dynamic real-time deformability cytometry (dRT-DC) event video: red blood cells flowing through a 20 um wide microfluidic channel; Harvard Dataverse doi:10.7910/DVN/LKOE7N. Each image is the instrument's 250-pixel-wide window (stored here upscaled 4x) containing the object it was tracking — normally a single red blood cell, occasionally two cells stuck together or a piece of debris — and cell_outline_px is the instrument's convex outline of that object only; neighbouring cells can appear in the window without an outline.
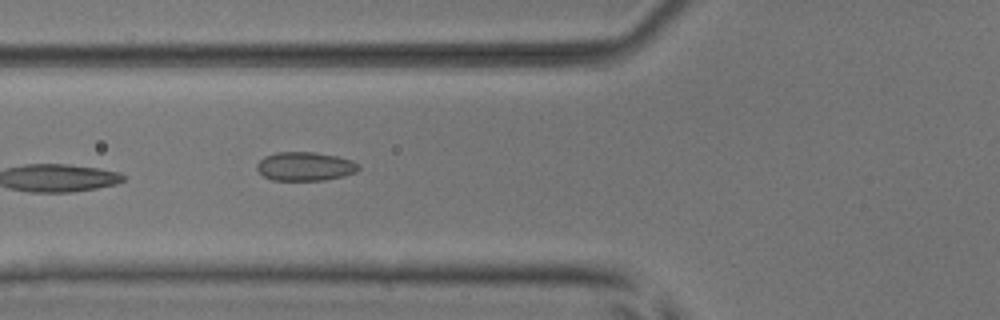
{"species": "common noctule bat (a hibernating species)", "species_latin": "Nyctalus noctula", "temperature_condition": "room temperature", "stored_images_in_passage": 4, "camera_frame_rate_fps": 3000, "um_per_image_px": 0.085, "animal": {"sex": "male", "body_mass_g": 17.9, "forearm_length_mm": 54.2}, "frame": {"image": 1, "passage_image": 4, "time_ms": 1.0, "image_size_px": [1000, 320], "cell_outline_px": [[360, 168], [356, 172], [344, 176], [324, 180], [272, 180], [264, 176], [256, 168], [256, 164], [264, 156], [276, 152], [312, 152], [336, 156], [352, 160], [360, 164]], "centroid_in_image_um": [25.94, 14.14], "position_along_channel_um": 99.9, "area_um2": 17.11}}